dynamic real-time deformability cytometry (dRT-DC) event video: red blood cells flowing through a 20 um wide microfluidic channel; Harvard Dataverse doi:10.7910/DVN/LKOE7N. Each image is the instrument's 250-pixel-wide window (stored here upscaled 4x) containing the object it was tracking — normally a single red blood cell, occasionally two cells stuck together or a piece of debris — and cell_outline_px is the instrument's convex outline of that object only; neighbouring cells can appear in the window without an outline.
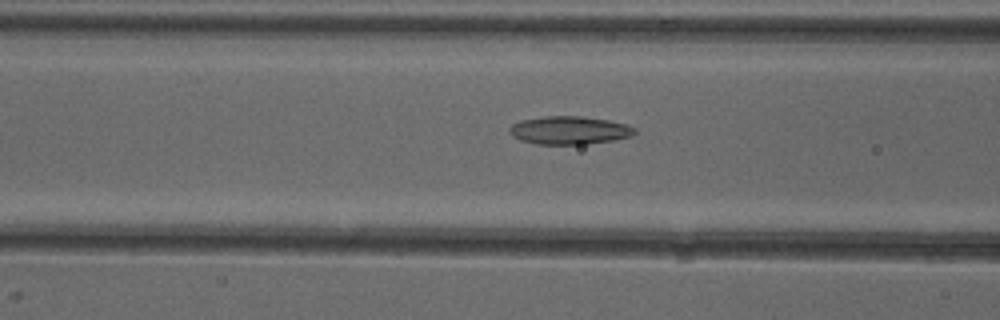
{"species": "common noctule bat (a hibernating species)", "species_latin": "Nyctalus noctula", "temperature_condition": "cold", "stored_images_in_passage": 42, "camera_frame_rate_fps": 3000, "um_per_image_px": 0.085, "animal": {"sex": "female"}, "frame": {"image": 1, "passage_image": 11, "time_ms": 3.333, "image_size_px": [1000, 320], "cell_outline_px": [[636, 132], [632, 136], [612, 140], [584, 144], [536, 144], [520, 140], [512, 136], [508, 132], [508, 128], [512, 124], [520, 120], [544, 116], [580, 116], [608, 120], [624, 124], [636, 128]], "centroid_in_image_um": [48.35, 11.07], "position_along_channel_um": 118.3, "area_um2": 20.52}}
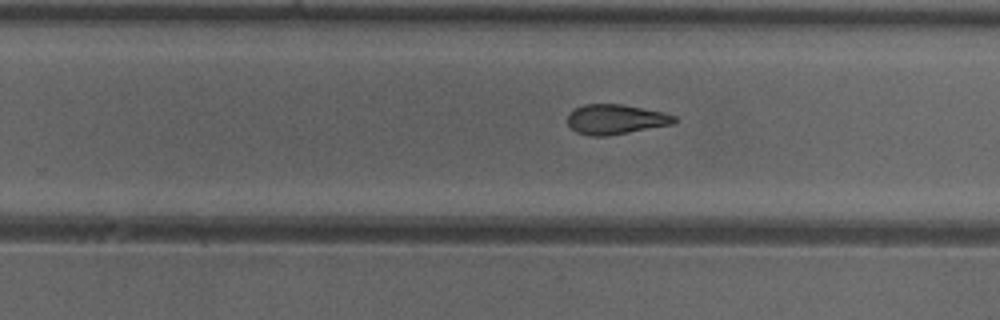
{"frame": {"image": 2, "passage_image": 23, "time_ms": 7.333, "image_size_px": [1000, 320], "cell_outline_px": [[676, 120], [672, 124], [608, 136], [588, 136], [576, 132], [568, 124], [568, 112], [584, 104], [624, 104], [664, 112], [676, 116]], "centroid_in_image_um": [52.31, 10.14], "position_along_channel_um": 277.5, "area_um2": 18.67}}
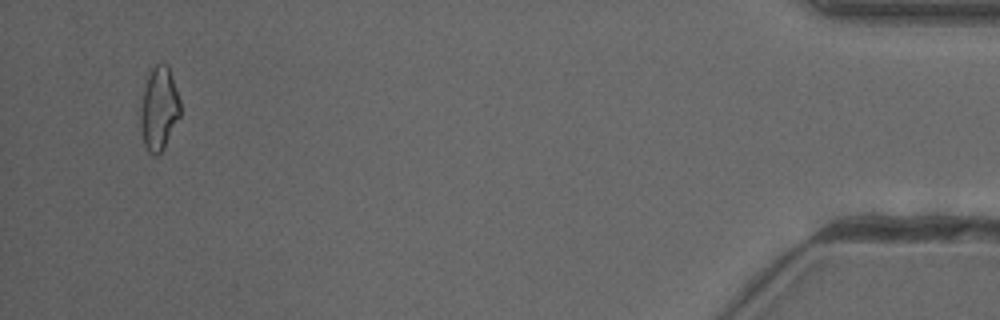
{"frame": {"image": 3, "passage_image": 40, "time_ms": 13.0, "image_size_px": [1000, 320], "cell_outline_px": [[180, 116], [164, 148], [156, 156], [148, 152], [144, 144], [140, 128], [140, 108], [144, 88], [148, 76], [152, 68], [160, 60], [168, 64], [180, 100]], "centroid_in_image_um": [13.51, 9.22], "position_along_channel_um": 421.7, "area_um2": 19.48}, "authors_computed_cell_mechanics": {"area_um2": 19.363, "velocity_mm_per_s": 3.9813, "shape_relaxation_time_tau1_ms": 7.2328, "shape_relaxation_time_tau2_ms": 2.1115, "deformation_change_tau1": 0.1787, "deformation_change_tau2": 0.1018}}